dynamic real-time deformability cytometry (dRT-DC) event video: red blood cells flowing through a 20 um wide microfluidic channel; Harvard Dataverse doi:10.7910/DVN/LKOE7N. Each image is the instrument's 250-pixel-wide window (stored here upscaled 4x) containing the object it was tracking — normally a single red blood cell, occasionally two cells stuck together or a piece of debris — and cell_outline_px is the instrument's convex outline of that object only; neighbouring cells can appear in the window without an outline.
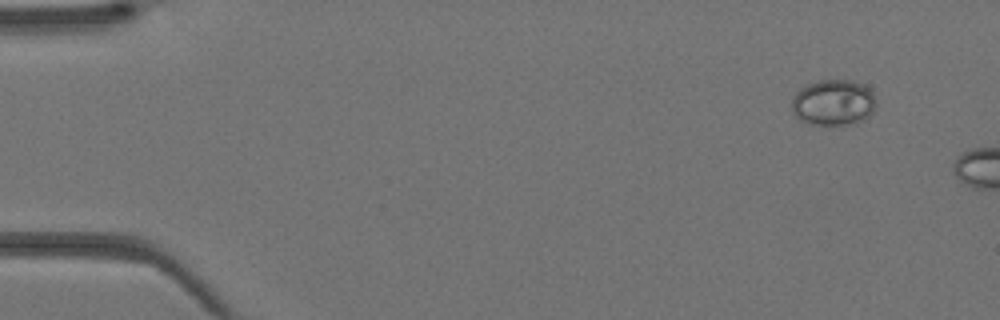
{"species": "Egyptian fruit bat (a non-hibernating species)", "species_latin": "Rousettus aegyptiacus", "temperature_condition": "warm", "stored_images_in_passage": 10, "camera_frame_rate_fps": 3000, "um_per_image_px": 0.085, "animal": {"sex": "female"}, "frame": {"image": 1, "passage_image": 1, "time_ms": 0.0, "image_size_px": [1000, 320], "cell_outline_px": [[876, 104], [872, 112], [864, 120], [856, 124], [808, 124], [800, 120], [792, 112], [792, 96], [800, 88], [816, 80], [852, 80], [864, 84], [872, 92]], "centroid_in_image_um": [70.82, 8.71], "position_along_channel_um": 14.2, "area_um2": 22.77}}